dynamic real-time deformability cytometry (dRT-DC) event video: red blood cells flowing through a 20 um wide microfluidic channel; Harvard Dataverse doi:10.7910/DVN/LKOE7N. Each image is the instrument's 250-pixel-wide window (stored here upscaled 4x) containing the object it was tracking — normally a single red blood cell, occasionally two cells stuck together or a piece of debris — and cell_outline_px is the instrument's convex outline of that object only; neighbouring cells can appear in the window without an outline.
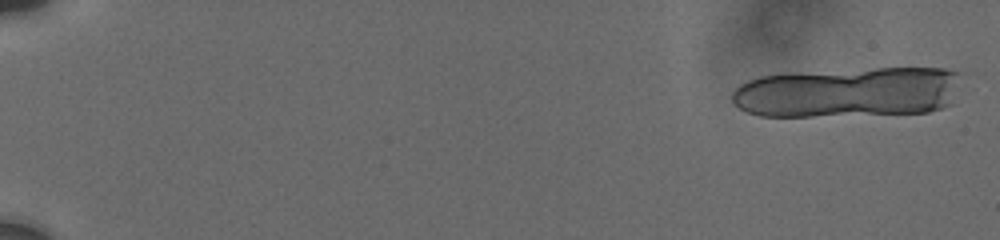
{"species": "human", "species_latin": "Homo sapiens", "temperature_condition": "cold", "stored_images_in_passage": 16, "camera_frame_rate_fps": 3000, "um_per_image_px": 0.085, "donor": {"sex": "male"}, "frame": {"image": 1, "passage_image": 2, "time_ms": 0.333, "image_size_px": [1000, 240], "cell_outline_px": [[956, 72], [952, 104], [928, 112], [812, 116], [760, 116], [748, 112], [732, 104], [732, 92], [740, 84], [748, 80], [760, 76], [784, 72], [876, 68], [944, 68]], "centroid_in_image_um": [71.98, 7.83], "position_along_channel_um": 13.0, "area_um2": 67.34}}